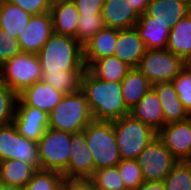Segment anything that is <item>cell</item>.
<instances>
[{
    "label": "cell",
    "mask_w": 191,
    "mask_h": 190,
    "mask_svg": "<svg viewBox=\"0 0 191 190\" xmlns=\"http://www.w3.org/2000/svg\"><path fill=\"white\" fill-rule=\"evenodd\" d=\"M117 167L125 190H136L144 182L141 168L136 160L122 159Z\"/></svg>",
    "instance_id": "cell-34"
},
{
    "label": "cell",
    "mask_w": 191,
    "mask_h": 190,
    "mask_svg": "<svg viewBox=\"0 0 191 190\" xmlns=\"http://www.w3.org/2000/svg\"><path fill=\"white\" fill-rule=\"evenodd\" d=\"M121 159L136 160L143 149L157 137L151 127L131 114L112 121Z\"/></svg>",
    "instance_id": "cell-5"
},
{
    "label": "cell",
    "mask_w": 191,
    "mask_h": 190,
    "mask_svg": "<svg viewBox=\"0 0 191 190\" xmlns=\"http://www.w3.org/2000/svg\"><path fill=\"white\" fill-rule=\"evenodd\" d=\"M166 49L183 60L191 58V8L170 30Z\"/></svg>",
    "instance_id": "cell-25"
},
{
    "label": "cell",
    "mask_w": 191,
    "mask_h": 190,
    "mask_svg": "<svg viewBox=\"0 0 191 190\" xmlns=\"http://www.w3.org/2000/svg\"><path fill=\"white\" fill-rule=\"evenodd\" d=\"M103 27L101 14L80 15L75 39L84 46Z\"/></svg>",
    "instance_id": "cell-33"
},
{
    "label": "cell",
    "mask_w": 191,
    "mask_h": 190,
    "mask_svg": "<svg viewBox=\"0 0 191 190\" xmlns=\"http://www.w3.org/2000/svg\"><path fill=\"white\" fill-rule=\"evenodd\" d=\"M9 159H18L40 170L37 142L21 136L13 123L0 128V162Z\"/></svg>",
    "instance_id": "cell-9"
},
{
    "label": "cell",
    "mask_w": 191,
    "mask_h": 190,
    "mask_svg": "<svg viewBox=\"0 0 191 190\" xmlns=\"http://www.w3.org/2000/svg\"><path fill=\"white\" fill-rule=\"evenodd\" d=\"M12 123L21 136L38 142L48 128V114L32 106L16 104Z\"/></svg>",
    "instance_id": "cell-14"
},
{
    "label": "cell",
    "mask_w": 191,
    "mask_h": 190,
    "mask_svg": "<svg viewBox=\"0 0 191 190\" xmlns=\"http://www.w3.org/2000/svg\"><path fill=\"white\" fill-rule=\"evenodd\" d=\"M137 68L152 85L158 82H172L183 70L184 60L168 49H146Z\"/></svg>",
    "instance_id": "cell-8"
},
{
    "label": "cell",
    "mask_w": 191,
    "mask_h": 190,
    "mask_svg": "<svg viewBox=\"0 0 191 190\" xmlns=\"http://www.w3.org/2000/svg\"><path fill=\"white\" fill-rule=\"evenodd\" d=\"M18 95L7 85L0 82V128L12 123Z\"/></svg>",
    "instance_id": "cell-35"
},
{
    "label": "cell",
    "mask_w": 191,
    "mask_h": 190,
    "mask_svg": "<svg viewBox=\"0 0 191 190\" xmlns=\"http://www.w3.org/2000/svg\"><path fill=\"white\" fill-rule=\"evenodd\" d=\"M38 57L42 71H85L83 46L71 36L53 33Z\"/></svg>",
    "instance_id": "cell-2"
},
{
    "label": "cell",
    "mask_w": 191,
    "mask_h": 190,
    "mask_svg": "<svg viewBox=\"0 0 191 190\" xmlns=\"http://www.w3.org/2000/svg\"><path fill=\"white\" fill-rule=\"evenodd\" d=\"M163 110L165 124L182 122L191 117L178 99L172 82H158L152 85Z\"/></svg>",
    "instance_id": "cell-19"
},
{
    "label": "cell",
    "mask_w": 191,
    "mask_h": 190,
    "mask_svg": "<svg viewBox=\"0 0 191 190\" xmlns=\"http://www.w3.org/2000/svg\"><path fill=\"white\" fill-rule=\"evenodd\" d=\"M80 90L86 96L93 120L113 121L130 114L123 101L120 82L99 80L86 69Z\"/></svg>",
    "instance_id": "cell-1"
},
{
    "label": "cell",
    "mask_w": 191,
    "mask_h": 190,
    "mask_svg": "<svg viewBox=\"0 0 191 190\" xmlns=\"http://www.w3.org/2000/svg\"><path fill=\"white\" fill-rule=\"evenodd\" d=\"M71 133L47 128L37 142L41 170L63 173L69 164Z\"/></svg>",
    "instance_id": "cell-7"
},
{
    "label": "cell",
    "mask_w": 191,
    "mask_h": 190,
    "mask_svg": "<svg viewBox=\"0 0 191 190\" xmlns=\"http://www.w3.org/2000/svg\"><path fill=\"white\" fill-rule=\"evenodd\" d=\"M93 120L85 94L79 90L66 94L48 114V127L58 131L75 133L83 131Z\"/></svg>",
    "instance_id": "cell-3"
},
{
    "label": "cell",
    "mask_w": 191,
    "mask_h": 190,
    "mask_svg": "<svg viewBox=\"0 0 191 190\" xmlns=\"http://www.w3.org/2000/svg\"><path fill=\"white\" fill-rule=\"evenodd\" d=\"M31 17V14L23 11L8 0H0V28L7 31L10 36H15L17 39L18 35L24 31Z\"/></svg>",
    "instance_id": "cell-26"
},
{
    "label": "cell",
    "mask_w": 191,
    "mask_h": 190,
    "mask_svg": "<svg viewBox=\"0 0 191 190\" xmlns=\"http://www.w3.org/2000/svg\"><path fill=\"white\" fill-rule=\"evenodd\" d=\"M63 174L57 171L36 170L20 190H61Z\"/></svg>",
    "instance_id": "cell-30"
},
{
    "label": "cell",
    "mask_w": 191,
    "mask_h": 190,
    "mask_svg": "<svg viewBox=\"0 0 191 190\" xmlns=\"http://www.w3.org/2000/svg\"><path fill=\"white\" fill-rule=\"evenodd\" d=\"M79 15L101 14L105 0H72Z\"/></svg>",
    "instance_id": "cell-39"
},
{
    "label": "cell",
    "mask_w": 191,
    "mask_h": 190,
    "mask_svg": "<svg viewBox=\"0 0 191 190\" xmlns=\"http://www.w3.org/2000/svg\"><path fill=\"white\" fill-rule=\"evenodd\" d=\"M5 186H4V184H3V181H2V177H1V174H0V190L2 189V188H4Z\"/></svg>",
    "instance_id": "cell-45"
},
{
    "label": "cell",
    "mask_w": 191,
    "mask_h": 190,
    "mask_svg": "<svg viewBox=\"0 0 191 190\" xmlns=\"http://www.w3.org/2000/svg\"><path fill=\"white\" fill-rule=\"evenodd\" d=\"M9 2L20 7L23 11L38 15L45 12H50L53 0H8Z\"/></svg>",
    "instance_id": "cell-38"
},
{
    "label": "cell",
    "mask_w": 191,
    "mask_h": 190,
    "mask_svg": "<svg viewBox=\"0 0 191 190\" xmlns=\"http://www.w3.org/2000/svg\"><path fill=\"white\" fill-rule=\"evenodd\" d=\"M131 69L116 56H107L94 61L87 70L97 79L121 82Z\"/></svg>",
    "instance_id": "cell-27"
},
{
    "label": "cell",
    "mask_w": 191,
    "mask_h": 190,
    "mask_svg": "<svg viewBox=\"0 0 191 190\" xmlns=\"http://www.w3.org/2000/svg\"><path fill=\"white\" fill-rule=\"evenodd\" d=\"M133 10L140 16L145 14L150 0H127Z\"/></svg>",
    "instance_id": "cell-41"
},
{
    "label": "cell",
    "mask_w": 191,
    "mask_h": 190,
    "mask_svg": "<svg viewBox=\"0 0 191 190\" xmlns=\"http://www.w3.org/2000/svg\"><path fill=\"white\" fill-rule=\"evenodd\" d=\"M84 71H42V81L63 94H74L80 90Z\"/></svg>",
    "instance_id": "cell-29"
},
{
    "label": "cell",
    "mask_w": 191,
    "mask_h": 190,
    "mask_svg": "<svg viewBox=\"0 0 191 190\" xmlns=\"http://www.w3.org/2000/svg\"><path fill=\"white\" fill-rule=\"evenodd\" d=\"M101 15L105 27L117 30L135 27L140 17L127 0H105Z\"/></svg>",
    "instance_id": "cell-17"
},
{
    "label": "cell",
    "mask_w": 191,
    "mask_h": 190,
    "mask_svg": "<svg viewBox=\"0 0 191 190\" xmlns=\"http://www.w3.org/2000/svg\"><path fill=\"white\" fill-rule=\"evenodd\" d=\"M61 190H96L91 178H64Z\"/></svg>",
    "instance_id": "cell-40"
},
{
    "label": "cell",
    "mask_w": 191,
    "mask_h": 190,
    "mask_svg": "<svg viewBox=\"0 0 191 190\" xmlns=\"http://www.w3.org/2000/svg\"><path fill=\"white\" fill-rule=\"evenodd\" d=\"M50 15L54 33L75 38L80 15L72 0H53Z\"/></svg>",
    "instance_id": "cell-18"
},
{
    "label": "cell",
    "mask_w": 191,
    "mask_h": 190,
    "mask_svg": "<svg viewBox=\"0 0 191 190\" xmlns=\"http://www.w3.org/2000/svg\"><path fill=\"white\" fill-rule=\"evenodd\" d=\"M21 52L19 42L15 36L0 28V66Z\"/></svg>",
    "instance_id": "cell-37"
},
{
    "label": "cell",
    "mask_w": 191,
    "mask_h": 190,
    "mask_svg": "<svg viewBox=\"0 0 191 190\" xmlns=\"http://www.w3.org/2000/svg\"><path fill=\"white\" fill-rule=\"evenodd\" d=\"M1 190H20V188L4 187Z\"/></svg>",
    "instance_id": "cell-44"
},
{
    "label": "cell",
    "mask_w": 191,
    "mask_h": 190,
    "mask_svg": "<svg viewBox=\"0 0 191 190\" xmlns=\"http://www.w3.org/2000/svg\"><path fill=\"white\" fill-rule=\"evenodd\" d=\"M135 28L146 49H166L171 30L170 25L166 21L161 22L143 14L140 15Z\"/></svg>",
    "instance_id": "cell-20"
},
{
    "label": "cell",
    "mask_w": 191,
    "mask_h": 190,
    "mask_svg": "<svg viewBox=\"0 0 191 190\" xmlns=\"http://www.w3.org/2000/svg\"><path fill=\"white\" fill-rule=\"evenodd\" d=\"M65 94L42 80L24 89L18 94L17 105H28L49 114Z\"/></svg>",
    "instance_id": "cell-15"
},
{
    "label": "cell",
    "mask_w": 191,
    "mask_h": 190,
    "mask_svg": "<svg viewBox=\"0 0 191 190\" xmlns=\"http://www.w3.org/2000/svg\"><path fill=\"white\" fill-rule=\"evenodd\" d=\"M90 178L96 190H125L117 166L97 169Z\"/></svg>",
    "instance_id": "cell-32"
},
{
    "label": "cell",
    "mask_w": 191,
    "mask_h": 190,
    "mask_svg": "<svg viewBox=\"0 0 191 190\" xmlns=\"http://www.w3.org/2000/svg\"><path fill=\"white\" fill-rule=\"evenodd\" d=\"M130 114L156 132L165 125L161 102L152 88L130 109Z\"/></svg>",
    "instance_id": "cell-21"
},
{
    "label": "cell",
    "mask_w": 191,
    "mask_h": 190,
    "mask_svg": "<svg viewBox=\"0 0 191 190\" xmlns=\"http://www.w3.org/2000/svg\"><path fill=\"white\" fill-rule=\"evenodd\" d=\"M157 137L178 161H191V117L165 124Z\"/></svg>",
    "instance_id": "cell-11"
},
{
    "label": "cell",
    "mask_w": 191,
    "mask_h": 190,
    "mask_svg": "<svg viewBox=\"0 0 191 190\" xmlns=\"http://www.w3.org/2000/svg\"><path fill=\"white\" fill-rule=\"evenodd\" d=\"M163 182L166 190H191V161H179Z\"/></svg>",
    "instance_id": "cell-31"
},
{
    "label": "cell",
    "mask_w": 191,
    "mask_h": 190,
    "mask_svg": "<svg viewBox=\"0 0 191 190\" xmlns=\"http://www.w3.org/2000/svg\"><path fill=\"white\" fill-rule=\"evenodd\" d=\"M117 35V29L104 26L83 46L86 69L100 58L113 56Z\"/></svg>",
    "instance_id": "cell-22"
},
{
    "label": "cell",
    "mask_w": 191,
    "mask_h": 190,
    "mask_svg": "<svg viewBox=\"0 0 191 190\" xmlns=\"http://www.w3.org/2000/svg\"><path fill=\"white\" fill-rule=\"evenodd\" d=\"M136 161L141 168L144 182L163 181L179 162L158 137L143 149Z\"/></svg>",
    "instance_id": "cell-10"
},
{
    "label": "cell",
    "mask_w": 191,
    "mask_h": 190,
    "mask_svg": "<svg viewBox=\"0 0 191 190\" xmlns=\"http://www.w3.org/2000/svg\"><path fill=\"white\" fill-rule=\"evenodd\" d=\"M191 0H150L145 14L161 22L166 21L172 28L187 16Z\"/></svg>",
    "instance_id": "cell-23"
},
{
    "label": "cell",
    "mask_w": 191,
    "mask_h": 190,
    "mask_svg": "<svg viewBox=\"0 0 191 190\" xmlns=\"http://www.w3.org/2000/svg\"><path fill=\"white\" fill-rule=\"evenodd\" d=\"M179 101L191 115V75L183 70L172 80Z\"/></svg>",
    "instance_id": "cell-36"
},
{
    "label": "cell",
    "mask_w": 191,
    "mask_h": 190,
    "mask_svg": "<svg viewBox=\"0 0 191 190\" xmlns=\"http://www.w3.org/2000/svg\"><path fill=\"white\" fill-rule=\"evenodd\" d=\"M35 171L31 165L18 159L0 162V174L5 187H24L30 181Z\"/></svg>",
    "instance_id": "cell-28"
},
{
    "label": "cell",
    "mask_w": 191,
    "mask_h": 190,
    "mask_svg": "<svg viewBox=\"0 0 191 190\" xmlns=\"http://www.w3.org/2000/svg\"><path fill=\"white\" fill-rule=\"evenodd\" d=\"M70 156L64 178H90L94 173L92 153L86 142L85 132L71 133Z\"/></svg>",
    "instance_id": "cell-13"
},
{
    "label": "cell",
    "mask_w": 191,
    "mask_h": 190,
    "mask_svg": "<svg viewBox=\"0 0 191 190\" xmlns=\"http://www.w3.org/2000/svg\"><path fill=\"white\" fill-rule=\"evenodd\" d=\"M184 68L190 73L191 75V58L184 60Z\"/></svg>",
    "instance_id": "cell-43"
},
{
    "label": "cell",
    "mask_w": 191,
    "mask_h": 190,
    "mask_svg": "<svg viewBox=\"0 0 191 190\" xmlns=\"http://www.w3.org/2000/svg\"><path fill=\"white\" fill-rule=\"evenodd\" d=\"M136 190H166L163 181L143 182Z\"/></svg>",
    "instance_id": "cell-42"
},
{
    "label": "cell",
    "mask_w": 191,
    "mask_h": 190,
    "mask_svg": "<svg viewBox=\"0 0 191 190\" xmlns=\"http://www.w3.org/2000/svg\"><path fill=\"white\" fill-rule=\"evenodd\" d=\"M84 132L87 146L92 153L94 171L104 167L117 166L122 159L112 121L92 120Z\"/></svg>",
    "instance_id": "cell-4"
},
{
    "label": "cell",
    "mask_w": 191,
    "mask_h": 190,
    "mask_svg": "<svg viewBox=\"0 0 191 190\" xmlns=\"http://www.w3.org/2000/svg\"><path fill=\"white\" fill-rule=\"evenodd\" d=\"M120 84L123 101L129 110L152 88L148 78L138 68H131Z\"/></svg>",
    "instance_id": "cell-24"
},
{
    "label": "cell",
    "mask_w": 191,
    "mask_h": 190,
    "mask_svg": "<svg viewBox=\"0 0 191 190\" xmlns=\"http://www.w3.org/2000/svg\"><path fill=\"white\" fill-rule=\"evenodd\" d=\"M146 47L135 27L118 30L113 56L131 68H137Z\"/></svg>",
    "instance_id": "cell-16"
},
{
    "label": "cell",
    "mask_w": 191,
    "mask_h": 190,
    "mask_svg": "<svg viewBox=\"0 0 191 190\" xmlns=\"http://www.w3.org/2000/svg\"><path fill=\"white\" fill-rule=\"evenodd\" d=\"M53 33L50 12L32 15L24 31L17 37L21 52L38 54Z\"/></svg>",
    "instance_id": "cell-12"
},
{
    "label": "cell",
    "mask_w": 191,
    "mask_h": 190,
    "mask_svg": "<svg viewBox=\"0 0 191 190\" xmlns=\"http://www.w3.org/2000/svg\"><path fill=\"white\" fill-rule=\"evenodd\" d=\"M42 79L38 54L20 52L0 66V82L17 95Z\"/></svg>",
    "instance_id": "cell-6"
}]
</instances>
